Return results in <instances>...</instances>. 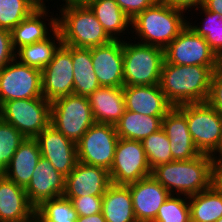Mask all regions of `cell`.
Listing matches in <instances>:
<instances>
[{"label":"cell","mask_w":222,"mask_h":222,"mask_svg":"<svg viewBox=\"0 0 222 222\" xmlns=\"http://www.w3.org/2000/svg\"><path fill=\"white\" fill-rule=\"evenodd\" d=\"M220 67L174 65L164 60L159 85L166 99L174 107L206 102L212 74Z\"/></svg>","instance_id":"cell-1"},{"label":"cell","mask_w":222,"mask_h":222,"mask_svg":"<svg viewBox=\"0 0 222 222\" xmlns=\"http://www.w3.org/2000/svg\"><path fill=\"white\" fill-rule=\"evenodd\" d=\"M212 155L201 153L191 160H173L153 168L151 175L170 194L191 196L211 187Z\"/></svg>","instance_id":"cell-2"},{"label":"cell","mask_w":222,"mask_h":222,"mask_svg":"<svg viewBox=\"0 0 222 222\" xmlns=\"http://www.w3.org/2000/svg\"><path fill=\"white\" fill-rule=\"evenodd\" d=\"M184 15V11L158 0L131 20L130 31L135 32L139 43L165 49L188 24Z\"/></svg>","instance_id":"cell-3"},{"label":"cell","mask_w":222,"mask_h":222,"mask_svg":"<svg viewBox=\"0 0 222 222\" xmlns=\"http://www.w3.org/2000/svg\"><path fill=\"white\" fill-rule=\"evenodd\" d=\"M59 11L57 29L60 31L63 45L93 48L112 41L88 5L68 7Z\"/></svg>","instance_id":"cell-4"},{"label":"cell","mask_w":222,"mask_h":222,"mask_svg":"<svg viewBox=\"0 0 222 222\" xmlns=\"http://www.w3.org/2000/svg\"><path fill=\"white\" fill-rule=\"evenodd\" d=\"M132 41L123 40L124 86L159 84L165 60L164 49Z\"/></svg>","instance_id":"cell-5"},{"label":"cell","mask_w":222,"mask_h":222,"mask_svg":"<svg viewBox=\"0 0 222 222\" xmlns=\"http://www.w3.org/2000/svg\"><path fill=\"white\" fill-rule=\"evenodd\" d=\"M187 119L188 129L196 148L213 155L219 148L222 135V113L207 102L176 106Z\"/></svg>","instance_id":"cell-6"},{"label":"cell","mask_w":222,"mask_h":222,"mask_svg":"<svg viewBox=\"0 0 222 222\" xmlns=\"http://www.w3.org/2000/svg\"><path fill=\"white\" fill-rule=\"evenodd\" d=\"M94 123L88 97L71 94L51 103L50 124L74 143Z\"/></svg>","instance_id":"cell-7"},{"label":"cell","mask_w":222,"mask_h":222,"mask_svg":"<svg viewBox=\"0 0 222 222\" xmlns=\"http://www.w3.org/2000/svg\"><path fill=\"white\" fill-rule=\"evenodd\" d=\"M51 103L44 97L15 99L2 104L1 119L26 138H36L49 124Z\"/></svg>","instance_id":"cell-8"},{"label":"cell","mask_w":222,"mask_h":222,"mask_svg":"<svg viewBox=\"0 0 222 222\" xmlns=\"http://www.w3.org/2000/svg\"><path fill=\"white\" fill-rule=\"evenodd\" d=\"M118 139L115 125L94 123L76 143L78 161L109 171Z\"/></svg>","instance_id":"cell-9"},{"label":"cell","mask_w":222,"mask_h":222,"mask_svg":"<svg viewBox=\"0 0 222 222\" xmlns=\"http://www.w3.org/2000/svg\"><path fill=\"white\" fill-rule=\"evenodd\" d=\"M43 97L41 70L13 59L0 70V102Z\"/></svg>","instance_id":"cell-10"},{"label":"cell","mask_w":222,"mask_h":222,"mask_svg":"<svg viewBox=\"0 0 222 222\" xmlns=\"http://www.w3.org/2000/svg\"><path fill=\"white\" fill-rule=\"evenodd\" d=\"M141 141L119 138L109 170L112 184L128 185L151 175Z\"/></svg>","instance_id":"cell-11"},{"label":"cell","mask_w":222,"mask_h":222,"mask_svg":"<svg viewBox=\"0 0 222 222\" xmlns=\"http://www.w3.org/2000/svg\"><path fill=\"white\" fill-rule=\"evenodd\" d=\"M164 58L174 65L221 66V59L204 37L197 35L188 24L164 49Z\"/></svg>","instance_id":"cell-12"},{"label":"cell","mask_w":222,"mask_h":222,"mask_svg":"<svg viewBox=\"0 0 222 222\" xmlns=\"http://www.w3.org/2000/svg\"><path fill=\"white\" fill-rule=\"evenodd\" d=\"M71 46L61 45L42 72V95L50 103L73 94Z\"/></svg>","instance_id":"cell-13"},{"label":"cell","mask_w":222,"mask_h":222,"mask_svg":"<svg viewBox=\"0 0 222 222\" xmlns=\"http://www.w3.org/2000/svg\"><path fill=\"white\" fill-rule=\"evenodd\" d=\"M41 157L50 161L65 177L78 163L76 143L49 124L36 138Z\"/></svg>","instance_id":"cell-14"},{"label":"cell","mask_w":222,"mask_h":222,"mask_svg":"<svg viewBox=\"0 0 222 222\" xmlns=\"http://www.w3.org/2000/svg\"><path fill=\"white\" fill-rule=\"evenodd\" d=\"M132 197L137 222H153L160 206L170 196L152 175L127 185Z\"/></svg>","instance_id":"cell-15"},{"label":"cell","mask_w":222,"mask_h":222,"mask_svg":"<svg viewBox=\"0 0 222 222\" xmlns=\"http://www.w3.org/2000/svg\"><path fill=\"white\" fill-rule=\"evenodd\" d=\"M92 64L101 86L123 87V40L90 48Z\"/></svg>","instance_id":"cell-16"},{"label":"cell","mask_w":222,"mask_h":222,"mask_svg":"<svg viewBox=\"0 0 222 222\" xmlns=\"http://www.w3.org/2000/svg\"><path fill=\"white\" fill-rule=\"evenodd\" d=\"M111 184L109 171L105 168L79 162L66 176L65 198L103 196Z\"/></svg>","instance_id":"cell-17"},{"label":"cell","mask_w":222,"mask_h":222,"mask_svg":"<svg viewBox=\"0 0 222 222\" xmlns=\"http://www.w3.org/2000/svg\"><path fill=\"white\" fill-rule=\"evenodd\" d=\"M65 181L66 177L49 160L41 157L24 189L29 202L36 208L45 200L63 196Z\"/></svg>","instance_id":"cell-18"},{"label":"cell","mask_w":222,"mask_h":222,"mask_svg":"<svg viewBox=\"0 0 222 222\" xmlns=\"http://www.w3.org/2000/svg\"><path fill=\"white\" fill-rule=\"evenodd\" d=\"M25 189L0 173V222L37 221Z\"/></svg>","instance_id":"cell-19"},{"label":"cell","mask_w":222,"mask_h":222,"mask_svg":"<svg viewBox=\"0 0 222 222\" xmlns=\"http://www.w3.org/2000/svg\"><path fill=\"white\" fill-rule=\"evenodd\" d=\"M126 110L164 117L174 106L166 99L160 85L123 86Z\"/></svg>","instance_id":"cell-20"},{"label":"cell","mask_w":222,"mask_h":222,"mask_svg":"<svg viewBox=\"0 0 222 222\" xmlns=\"http://www.w3.org/2000/svg\"><path fill=\"white\" fill-rule=\"evenodd\" d=\"M162 129L169 139L173 160H191L201 154L190 135L186 116L177 107L164 116Z\"/></svg>","instance_id":"cell-21"},{"label":"cell","mask_w":222,"mask_h":222,"mask_svg":"<svg viewBox=\"0 0 222 222\" xmlns=\"http://www.w3.org/2000/svg\"><path fill=\"white\" fill-rule=\"evenodd\" d=\"M88 99L95 123L115 125L126 111L123 87L101 86Z\"/></svg>","instance_id":"cell-22"},{"label":"cell","mask_w":222,"mask_h":222,"mask_svg":"<svg viewBox=\"0 0 222 222\" xmlns=\"http://www.w3.org/2000/svg\"><path fill=\"white\" fill-rule=\"evenodd\" d=\"M48 12V9H36L30 16L21 21L11 31L12 45L15 51L24 45L46 40L50 37L48 32L49 30L50 33L51 31L53 33L55 30H57L56 16L58 14L56 13V15H54L55 17H53V14L50 16L48 15ZM44 20L48 21V24ZM49 27L51 29H49Z\"/></svg>","instance_id":"cell-23"},{"label":"cell","mask_w":222,"mask_h":222,"mask_svg":"<svg viewBox=\"0 0 222 222\" xmlns=\"http://www.w3.org/2000/svg\"><path fill=\"white\" fill-rule=\"evenodd\" d=\"M41 158L38 142L35 138H25L20 144L2 174L25 188Z\"/></svg>","instance_id":"cell-24"},{"label":"cell","mask_w":222,"mask_h":222,"mask_svg":"<svg viewBox=\"0 0 222 222\" xmlns=\"http://www.w3.org/2000/svg\"><path fill=\"white\" fill-rule=\"evenodd\" d=\"M102 214L106 222H137L127 185L108 186L103 195Z\"/></svg>","instance_id":"cell-25"},{"label":"cell","mask_w":222,"mask_h":222,"mask_svg":"<svg viewBox=\"0 0 222 222\" xmlns=\"http://www.w3.org/2000/svg\"><path fill=\"white\" fill-rule=\"evenodd\" d=\"M87 5L112 40H124L123 35L131 30L128 29L131 26V19L121 10L115 0H89Z\"/></svg>","instance_id":"cell-26"},{"label":"cell","mask_w":222,"mask_h":222,"mask_svg":"<svg viewBox=\"0 0 222 222\" xmlns=\"http://www.w3.org/2000/svg\"><path fill=\"white\" fill-rule=\"evenodd\" d=\"M74 86L73 94L88 97L101 87L92 64L90 48L71 46Z\"/></svg>","instance_id":"cell-27"},{"label":"cell","mask_w":222,"mask_h":222,"mask_svg":"<svg viewBox=\"0 0 222 222\" xmlns=\"http://www.w3.org/2000/svg\"><path fill=\"white\" fill-rule=\"evenodd\" d=\"M163 118L126 110L115 124L116 132L119 138L142 141L162 128Z\"/></svg>","instance_id":"cell-28"},{"label":"cell","mask_w":222,"mask_h":222,"mask_svg":"<svg viewBox=\"0 0 222 222\" xmlns=\"http://www.w3.org/2000/svg\"><path fill=\"white\" fill-rule=\"evenodd\" d=\"M53 35V36H52ZM46 40L24 45L15 51V59L30 67L43 70L53 59L55 52L63 44L57 29Z\"/></svg>","instance_id":"cell-29"},{"label":"cell","mask_w":222,"mask_h":222,"mask_svg":"<svg viewBox=\"0 0 222 222\" xmlns=\"http://www.w3.org/2000/svg\"><path fill=\"white\" fill-rule=\"evenodd\" d=\"M191 222H216L222 217V194L212 186L188 196Z\"/></svg>","instance_id":"cell-30"},{"label":"cell","mask_w":222,"mask_h":222,"mask_svg":"<svg viewBox=\"0 0 222 222\" xmlns=\"http://www.w3.org/2000/svg\"><path fill=\"white\" fill-rule=\"evenodd\" d=\"M195 10L196 12L201 11L200 13L205 15V19L200 23L202 25H199V23H197V25L195 23L192 24L188 20V26L197 35L204 37L210 48L222 59V16L218 13L206 10L203 6Z\"/></svg>","instance_id":"cell-31"},{"label":"cell","mask_w":222,"mask_h":222,"mask_svg":"<svg viewBox=\"0 0 222 222\" xmlns=\"http://www.w3.org/2000/svg\"><path fill=\"white\" fill-rule=\"evenodd\" d=\"M37 222H76L77 212L70 199L60 196L43 201L35 209Z\"/></svg>","instance_id":"cell-32"},{"label":"cell","mask_w":222,"mask_h":222,"mask_svg":"<svg viewBox=\"0 0 222 222\" xmlns=\"http://www.w3.org/2000/svg\"><path fill=\"white\" fill-rule=\"evenodd\" d=\"M151 170L173 161L169 139L161 128L141 141Z\"/></svg>","instance_id":"cell-33"},{"label":"cell","mask_w":222,"mask_h":222,"mask_svg":"<svg viewBox=\"0 0 222 222\" xmlns=\"http://www.w3.org/2000/svg\"><path fill=\"white\" fill-rule=\"evenodd\" d=\"M35 10L27 0H0V28L12 31Z\"/></svg>","instance_id":"cell-34"},{"label":"cell","mask_w":222,"mask_h":222,"mask_svg":"<svg viewBox=\"0 0 222 222\" xmlns=\"http://www.w3.org/2000/svg\"><path fill=\"white\" fill-rule=\"evenodd\" d=\"M153 222H191L188 196L170 194Z\"/></svg>","instance_id":"cell-35"},{"label":"cell","mask_w":222,"mask_h":222,"mask_svg":"<svg viewBox=\"0 0 222 222\" xmlns=\"http://www.w3.org/2000/svg\"><path fill=\"white\" fill-rule=\"evenodd\" d=\"M25 138L14 126L0 119V173L7 167Z\"/></svg>","instance_id":"cell-36"},{"label":"cell","mask_w":222,"mask_h":222,"mask_svg":"<svg viewBox=\"0 0 222 222\" xmlns=\"http://www.w3.org/2000/svg\"><path fill=\"white\" fill-rule=\"evenodd\" d=\"M68 199L71 200L78 216H90L102 212L103 196L88 195Z\"/></svg>","instance_id":"cell-37"},{"label":"cell","mask_w":222,"mask_h":222,"mask_svg":"<svg viewBox=\"0 0 222 222\" xmlns=\"http://www.w3.org/2000/svg\"><path fill=\"white\" fill-rule=\"evenodd\" d=\"M206 102L222 113V67L215 70L212 74Z\"/></svg>","instance_id":"cell-38"},{"label":"cell","mask_w":222,"mask_h":222,"mask_svg":"<svg viewBox=\"0 0 222 222\" xmlns=\"http://www.w3.org/2000/svg\"><path fill=\"white\" fill-rule=\"evenodd\" d=\"M15 59L11 31L0 28V70Z\"/></svg>","instance_id":"cell-39"},{"label":"cell","mask_w":222,"mask_h":222,"mask_svg":"<svg viewBox=\"0 0 222 222\" xmlns=\"http://www.w3.org/2000/svg\"><path fill=\"white\" fill-rule=\"evenodd\" d=\"M121 10L132 20L138 13L154 5L158 0H115Z\"/></svg>","instance_id":"cell-40"},{"label":"cell","mask_w":222,"mask_h":222,"mask_svg":"<svg viewBox=\"0 0 222 222\" xmlns=\"http://www.w3.org/2000/svg\"><path fill=\"white\" fill-rule=\"evenodd\" d=\"M164 2L170 4L176 9H180L184 12L186 11H192L193 8L195 9L201 7L203 5L204 0H163ZM190 9V10H188Z\"/></svg>","instance_id":"cell-41"},{"label":"cell","mask_w":222,"mask_h":222,"mask_svg":"<svg viewBox=\"0 0 222 222\" xmlns=\"http://www.w3.org/2000/svg\"><path fill=\"white\" fill-rule=\"evenodd\" d=\"M211 186L222 194V160H214L212 166Z\"/></svg>","instance_id":"cell-42"},{"label":"cell","mask_w":222,"mask_h":222,"mask_svg":"<svg viewBox=\"0 0 222 222\" xmlns=\"http://www.w3.org/2000/svg\"><path fill=\"white\" fill-rule=\"evenodd\" d=\"M202 6L206 10L218 13L222 16V0H204Z\"/></svg>","instance_id":"cell-43"},{"label":"cell","mask_w":222,"mask_h":222,"mask_svg":"<svg viewBox=\"0 0 222 222\" xmlns=\"http://www.w3.org/2000/svg\"><path fill=\"white\" fill-rule=\"evenodd\" d=\"M76 222H106L102 212L90 216H78Z\"/></svg>","instance_id":"cell-44"},{"label":"cell","mask_w":222,"mask_h":222,"mask_svg":"<svg viewBox=\"0 0 222 222\" xmlns=\"http://www.w3.org/2000/svg\"><path fill=\"white\" fill-rule=\"evenodd\" d=\"M89 0H62V2H65L64 4L62 3V9L68 8V7H74V6H84L88 4Z\"/></svg>","instance_id":"cell-45"},{"label":"cell","mask_w":222,"mask_h":222,"mask_svg":"<svg viewBox=\"0 0 222 222\" xmlns=\"http://www.w3.org/2000/svg\"><path fill=\"white\" fill-rule=\"evenodd\" d=\"M31 5H33L36 9H48L45 2L49 0H27Z\"/></svg>","instance_id":"cell-46"},{"label":"cell","mask_w":222,"mask_h":222,"mask_svg":"<svg viewBox=\"0 0 222 222\" xmlns=\"http://www.w3.org/2000/svg\"><path fill=\"white\" fill-rule=\"evenodd\" d=\"M218 154V156H217ZM214 160H222V135H221V140H220V145L218 150L212 155Z\"/></svg>","instance_id":"cell-47"},{"label":"cell","mask_w":222,"mask_h":222,"mask_svg":"<svg viewBox=\"0 0 222 222\" xmlns=\"http://www.w3.org/2000/svg\"><path fill=\"white\" fill-rule=\"evenodd\" d=\"M1 114H2V104L0 102V119H1Z\"/></svg>","instance_id":"cell-48"},{"label":"cell","mask_w":222,"mask_h":222,"mask_svg":"<svg viewBox=\"0 0 222 222\" xmlns=\"http://www.w3.org/2000/svg\"><path fill=\"white\" fill-rule=\"evenodd\" d=\"M216 222H222V217L220 219H218Z\"/></svg>","instance_id":"cell-49"}]
</instances>
